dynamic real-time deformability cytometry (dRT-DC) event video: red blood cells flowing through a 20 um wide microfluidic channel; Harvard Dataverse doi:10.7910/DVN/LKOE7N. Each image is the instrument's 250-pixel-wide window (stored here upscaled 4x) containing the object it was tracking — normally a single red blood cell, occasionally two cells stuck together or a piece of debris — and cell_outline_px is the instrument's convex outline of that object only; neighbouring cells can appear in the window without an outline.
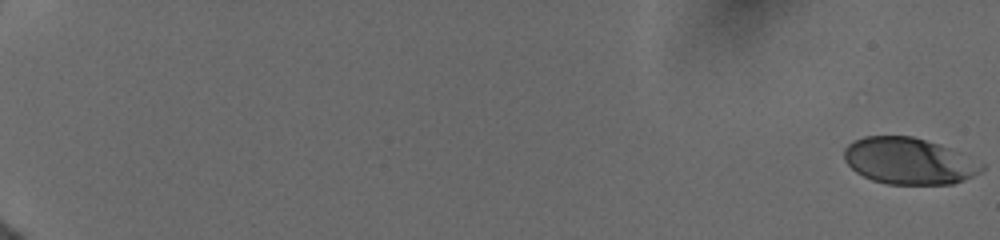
{"species": "human", "species_latin": "Homo sapiens", "temperature_condition": "cold", "stored_images_in_passage": 17, "camera_frame_rate_fps": 3000, "um_per_image_px": 0.085, "donor": {"sex": "female"}, "frame": {"image": 1, "passage_image": 1, "time_ms": 0.0, "image_size_px": [1000, 240], "cell_outline_px": [[984, 168], [980, 172], [964, 180], [952, 184], [888, 184], [872, 180], [856, 172], [844, 160], [844, 148], [852, 140], [864, 136], [912, 136], [940, 144], [984, 164]], "centroid_in_image_um": [77.22, 13.68], "position_along_channel_um": 7.8, "area_um2": 37.17}}
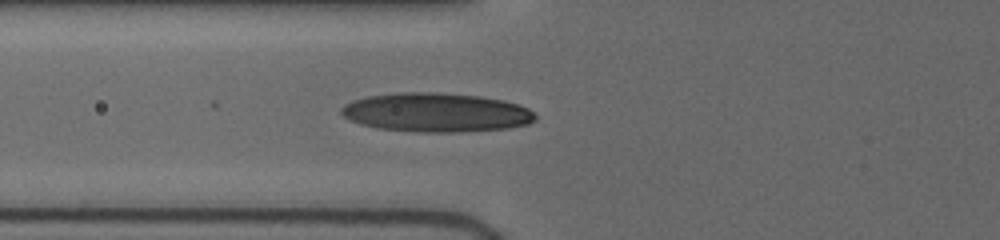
{"frame": {"image": 2, "passage_image": 12, "time_ms": 8.0, "image_size_px": [1000, 240], "cell_outline_px": [[536, 120], [528, 124], [508, 128], [460, 132], [420, 132], [376, 128], [360, 124], [344, 116], [340, 112], [340, 108], [344, 104], [352, 100], [368, 96], [400, 92], [436, 92], [480, 96], [504, 100], [528, 108], [536, 116]], "centroid_in_image_um": [37.06, 9.56], "position_along_channel_um": 88.7, "area_um2": 44.22}}
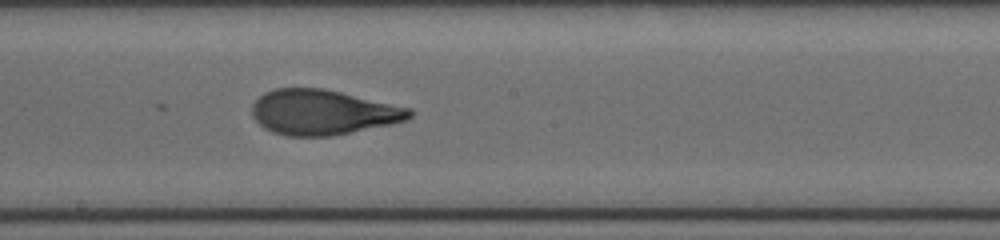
{"frame": {"image": 3, "passage_image": 17, "time_ms": 11.333, "image_size_px": [1000, 240], "cell_outline_px": [[412, 116], [408, 120], [392, 124], [332, 136], [288, 136], [272, 132], [264, 128], [252, 116], [252, 104], [264, 92], [276, 88], [324, 88], [412, 108]], "centroid_in_image_um": [27.45, 9.54], "position_along_channel_um": 220.7, "area_um2": 41.56}}